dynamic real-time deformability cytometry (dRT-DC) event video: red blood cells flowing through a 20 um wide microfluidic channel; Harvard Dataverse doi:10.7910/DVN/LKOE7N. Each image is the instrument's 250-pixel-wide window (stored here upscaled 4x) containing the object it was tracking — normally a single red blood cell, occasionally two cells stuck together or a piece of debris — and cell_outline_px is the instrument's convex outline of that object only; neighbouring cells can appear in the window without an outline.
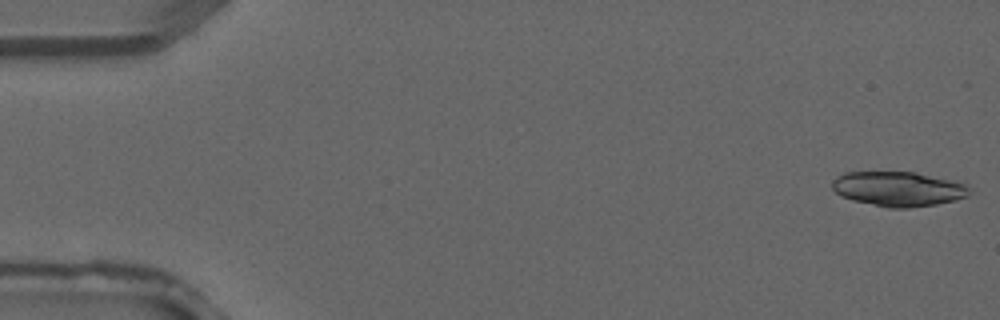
{"species": "common noctule bat (a hibernating species)", "species_latin": "Nyctalus noctula", "temperature_condition": "warm", "stored_images_in_passage": 4, "camera_frame_rate_fps": 3000, "um_per_image_px": 0.085, "animal": {"sex": "male", "forearm_length_mm": 52.5}, "frame": {"image": 1, "passage_image": 4, "time_ms": 1.0, "image_size_px": [1000, 320], "cell_outline_px": [[968, 196], [936, 204], [908, 208], [888, 208], [852, 200], [840, 196], [832, 188], [832, 180], [836, 176], [844, 172], [916, 172], [956, 180], [968, 184]], "centroid_in_image_um": [76.34, 16.04], "position_along_channel_um": 8.7, "area_um2": 27.98}}